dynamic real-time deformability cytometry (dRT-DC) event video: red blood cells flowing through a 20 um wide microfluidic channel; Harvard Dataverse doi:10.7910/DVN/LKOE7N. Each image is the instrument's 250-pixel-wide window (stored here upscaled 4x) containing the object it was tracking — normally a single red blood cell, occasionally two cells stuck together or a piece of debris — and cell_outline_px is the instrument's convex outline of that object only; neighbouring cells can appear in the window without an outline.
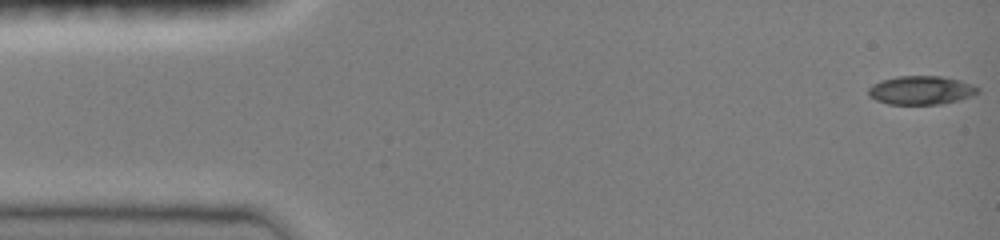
{"species": "common noctule bat (a hibernating species)", "species_latin": "Nyctalus noctula", "temperature_condition": "room temperature", "stored_images_in_passage": 47, "camera_frame_rate_fps": 3000, "um_per_image_px": 0.085, "animal": {"sex": "female", "body_mass_g": 19.0, "forearm_length_mm": 51.5}, "frame": {"image": 1, "passage_image": 1, "time_ms": 0.0, "image_size_px": [1000, 240], "cell_outline_px": [[980, 92], [972, 96], [940, 104], [888, 104], [876, 100], [868, 96], [868, 88], [872, 84], [880, 80], [896, 76], [940, 76], [960, 80], [972, 84], [980, 88]], "centroid_in_image_um": [78.27, 7.66], "position_along_channel_um": 6.7, "area_um2": 18.38}}
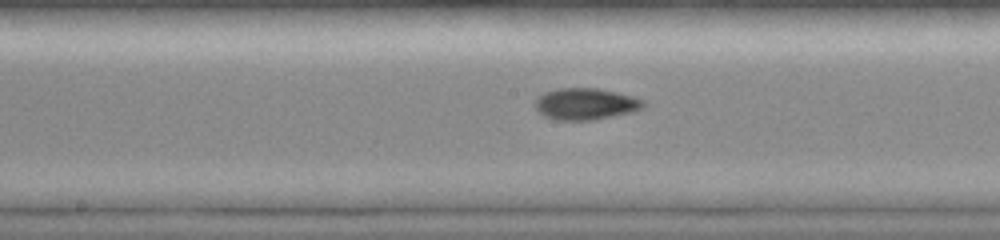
{"frame": {"image": 2, "passage_image": 24, "time_ms": 7.667, "image_size_px": [1000, 240], "cell_outline_px": [[644, 108], [632, 112], [596, 120], [556, 120], [544, 116], [536, 108], [536, 100], [544, 92], [556, 88], [596, 88], [616, 92], [632, 96], [644, 100]], "centroid_in_image_um": [49.79, 8.84], "position_along_channel_um": 198.4, "area_um2": 19.94}}
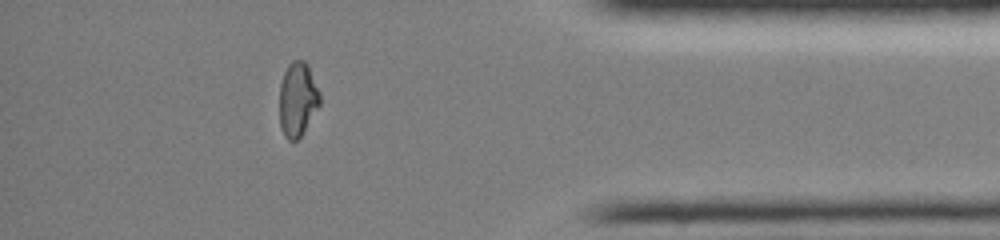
{"frame": {"image": 3, "passage_image": 41, "time_ms": 13.333, "image_size_px": [1000, 240], "cell_outline_px": [[320, 104], [300, 136], [296, 140], [288, 140], [284, 136], [280, 128], [280, 84], [284, 72], [288, 64], [292, 60], [304, 60], [308, 64], [320, 92]], "centroid_in_image_um": [25.29, 8.41], "position_along_channel_um": 409.9, "area_um2": 17.46}, "authors_computed_cell_mechanics": {"area_um2": 18.207, "velocity_mm_per_s": 4.0868, "shape_relaxation_time_tau1_ms": 5.4981, "shape_relaxation_time_tau2_ms": 3.1554, "deformation_change_tau1": 0.1983, "deformation_change_tau2": 0.0755}}